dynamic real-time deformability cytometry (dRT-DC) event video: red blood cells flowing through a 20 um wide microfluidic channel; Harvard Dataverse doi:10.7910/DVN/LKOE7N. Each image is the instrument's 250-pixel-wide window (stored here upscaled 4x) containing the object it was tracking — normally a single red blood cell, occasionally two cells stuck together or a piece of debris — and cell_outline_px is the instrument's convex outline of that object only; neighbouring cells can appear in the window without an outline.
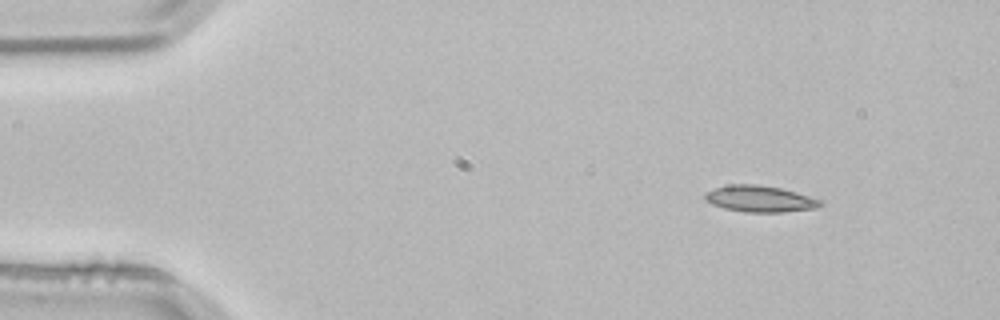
{"species": "common noctule bat (a hibernating species)", "species_latin": "Nyctalus noctula", "temperature_condition": "room temperature", "stored_images_in_passage": 3, "camera_frame_rate_fps": 3000, "um_per_image_px": 0.085, "animal": {"sex": "male", "body_mass_g": 21.5, "forearm_length_mm": 52.0}, "frame": {"image": 1, "passage_image": 1, "time_ms": 0.0, "image_size_px": [1000, 320], "cell_outline_px": [[824, 204], [816, 208], [784, 212], [744, 212], [724, 208], [712, 204], [704, 196], [704, 192], [728, 184], [756, 184], [780, 188], [796, 192], [824, 200]], "centroid_in_image_um": [64.63, 16.9], "position_along_channel_um": 20.4, "area_um2": 17.8}}
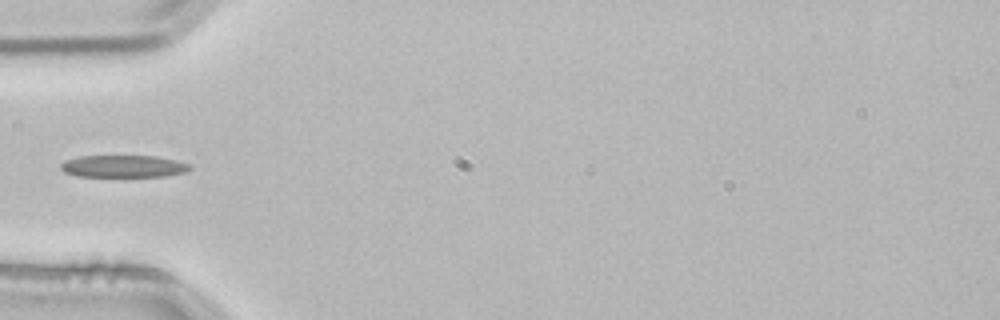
{"frame": {"image": 2, "passage_image": 3, "time_ms": 0.667, "image_size_px": [1000, 320], "cell_outline_px": [[192, 168], [184, 172], [164, 176], [76, 176], [64, 172], [60, 168], [60, 164], [64, 160], [80, 156], [156, 156], [176, 160], [188, 164]], "centroid_in_image_um": [10.45, 14.13], "position_along_channel_um": 74.6, "area_um2": 16.59}}